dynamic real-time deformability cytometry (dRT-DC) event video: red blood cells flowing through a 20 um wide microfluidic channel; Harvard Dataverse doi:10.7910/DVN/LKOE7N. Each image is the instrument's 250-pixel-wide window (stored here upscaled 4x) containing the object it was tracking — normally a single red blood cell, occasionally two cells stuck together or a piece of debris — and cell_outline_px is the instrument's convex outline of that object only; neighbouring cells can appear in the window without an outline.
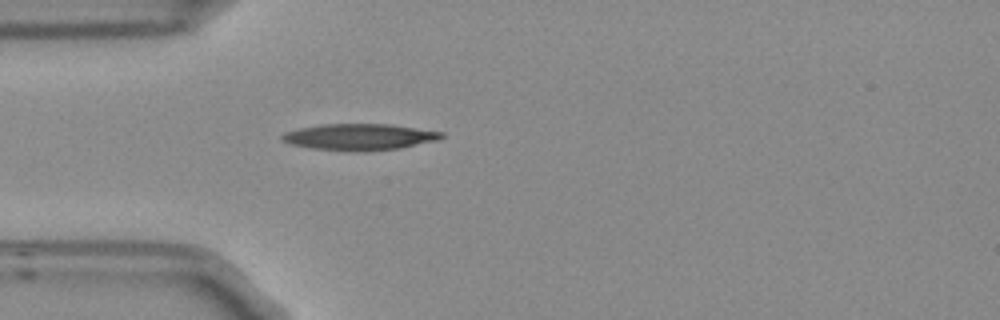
{"species": "Egyptian fruit bat (a non-hibernating species)", "species_latin": "Rousettus aegyptiacus", "temperature_condition": "room temperature", "stored_images_in_passage": 3, "camera_frame_rate_fps": 3000, "um_per_image_px": 0.085, "frame": {"image": 1, "passage_image": 3, "time_ms": 0.667, "image_size_px": [1000, 320], "cell_outline_px": [[444, 136], [436, 140], [400, 148], [312, 148], [292, 144], [280, 140], [280, 136], [284, 132], [300, 128], [324, 124], [388, 124], [444, 132]], "centroid_in_image_um": [30.54, 11.58], "position_along_channel_um": 54.5, "area_um2": 23.06}}